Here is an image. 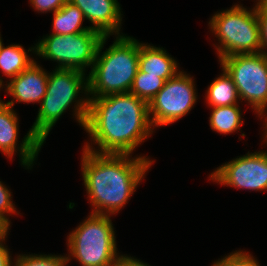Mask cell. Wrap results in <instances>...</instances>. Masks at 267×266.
Segmentation results:
<instances>
[{
  "label": "cell",
  "instance_id": "6da1fadb",
  "mask_svg": "<svg viewBox=\"0 0 267 266\" xmlns=\"http://www.w3.org/2000/svg\"><path fill=\"white\" fill-rule=\"evenodd\" d=\"M84 130L90 136L84 149L102 154H133L153 134L148 103L127 93L89 97ZM93 142V143H92Z\"/></svg>",
  "mask_w": 267,
  "mask_h": 266
},
{
  "label": "cell",
  "instance_id": "7a4b0ae2",
  "mask_svg": "<svg viewBox=\"0 0 267 266\" xmlns=\"http://www.w3.org/2000/svg\"><path fill=\"white\" fill-rule=\"evenodd\" d=\"M155 162L145 156L102 154L84 149L81 169L93 214L118 213Z\"/></svg>",
  "mask_w": 267,
  "mask_h": 266
},
{
  "label": "cell",
  "instance_id": "3957f363",
  "mask_svg": "<svg viewBox=\"0 0 267 266\" xmlns=\"http://www.w3.org/2000/svg\"><path fill=\"white\" fill-rule=\"evenodd\" d=\"M113 44L102 52L109 36L101 40L88 76V96L103 97L130 92L139 70L140 43L126 35L115 36Z\"/></svg>",
  "mask_w": 267,
  "mask_h": 266
},
{
  "label": "cell",
  "instance_id": "277c9868",
  "mask_svg": "<svg viewBox=\"0 0 267 266\" xmlns=\"http://www.w3.org/2000/svg\"><path fill=\"white\" fill-rule=\"evenodd\" d=\"M77 69L55 68L47 78V89L35 122L30 130L44 144L52 127L61 115L74 103L75 118L84 128L89 106L88 77ZM82 92H81V91ZM84 91V92H83ZM86 97L77 99L79 94Z\"/></svg>",
  "mask_w": 267,
  "mask_h": 266
},
{
  "label": "cell",
  "instance_id": "5b68a950",
  "mask_svg": "<svg viewBox=\"0 0 267 266\" xmlns=\"http://www.w3.org/2000/svg\"><path fill=\"white\" fill-rule=\"evenodd\" d=\"M110 218L109 215L90 213L68 234L67 263L75 258L82 266H115L119 254Z\"/></svg>",
  "mask_w": 267,
  "mask_h": 266
},
{
  "label": "cell",
  "instance_id": "8992f818",
  "mask_svg": "<svg viewBox=\"0 0 267 266\" xmlns=\"http://www.w3.org/2000/svg\"><path fill=\"white\" fill-rule=\"evenodd\" d=\"M210 28L220 44L215 45L219 60L226 56L262 52L256 6L248 10L235 4L215 13L209 21Z\"/></svg>",
  "mask_w": 267,
  "mask_h": 266
},
{
  "label": "cell",
  "instance_id": "52a82bcc",
  "mask_svg": "<svg viewBox=\"0 0 267 266\" xmlns=\"http://www.w3.org/2000/svg\"><path fill=\"white\" fill-rule=\"evenodd\" d=\"M103 35L90 29L81 33L59 35L47 34L35 46L29 48L43 59L56 61L58 67L64 69H77L86 72L95 62L97 50Z\"/></svg>",
  "mask_w": 267,
  "mask_h": 266
},
{
  "label": "cell",
  "instance_id": "ba28073f",
  "mask_svg": "<svg viewBox=\"0 0 267 266\" xmlns=\"http://www.w3.org/2000/svg\"><path fill=\"white\" fill-rule=\"evenodd\" d=\"M219 61L232 78L240 101H248L260 118L266 116L267 53L226 56Z\"/></svg>",
  "mask_w": 267,
  "mask_h": 266
},
{
  "label": "cell",
  "instance_id": "9c48e42d",
  "mask_svg": "<svg viewBox=\"0 0 267 266\" xmlns=\"http://www.w3.org/2000/svg\"><path fill=\"white\" fill-rule=\"evenodd\" d=\"M195 88L193 78L183 70L166 80L163 88L148 103L152 126L169 125L186 116L197 101Z\"/></svg>",
  "mask_w": 267,
  "mask_h": 266
},
{
  "label": "cell",
  "instance_id": "30bf717a",
  "mask_svg": "<svg viewBox=\"0 0 267 266\" xmlns=\"http://www.w3.org/2000/svg\"><path fill=\"white\" fill-rule=\"evenodd\" d=\"M209 178L236 189L267 190V151L238 156L216 168Z\"/></svg>",
  "mask_w": 267,
  "mask_h": 266
},
{
  "label": "cell",
  "instance_id": "8fae6325",
  "mask_svg": "<svg viewBox=\"0 0 267 266\" xmlns=\"http://www.w3.org/2000/svg\"><path fill=\"white\" fill-rule=\"evenodd\" d=\"M4 102L0 104V151L10 159L16 155L17 151L20 152V162L29 170L34 165L43 143L29 130L22 143L18 144V114L12 106Z\"/></svg>",
  "mask_w": 267,
  "mask_h": 266
},
{
  "label": "cell",
  "instance_id": "7c38bea8",
  "mask_svg": "<svg viewBox=\"0 0 267 266\" xmlns=\"http://www.w3.org/2000/svg\"><path fill=\"white\" fill-rule=\"evenodd\" d=\"M48 75L37 61L33 62L19 75L7 81L5 91L13 99L5 104L13 107L14 102L41 103L46 94Z\"/></svg>",
  "mask_w": 267,
  "mask_h": 266
},
{
  "label": "cell",
  "instance_id": "4fadbf2b",
  "mask_svg": "<svg viewBox=\"0 0 267 266\" xmlns=\"http://www.w3.org/2000/svg\"><path fill=\"white\" fill-rule=\"evenodd\" d=\"M92 23L91 29L103 36L124 35L121 33L122 15L118 0H69ZM121 33V34H120Z\"/></svg>",
  "mask_w": 267,
  "mask_h": 266
},
{
  "label": "cell",
  "instance_id": "5bb4252c",
  "mask_svg": "<svg viewBox=\"0 0 267 266\" xmlns=\"http://www.w3.org/2000/svg\"><path fill=\"white\" fill-rule=\"evenodd\" d=\"M178 64L164 48L140 43L139 69L146 75H157L166 81L180 71Z\"/></svg>",
  "mask_w": 267,
  "mask_h": 266
},
{
  "label": "cell",
  "instance_id": "9a60e30c",
  "mask_svg": "<svg viewBox=\"0 0 267 266\" xmlns=\"http://www.w3.org/2000/svg\"><path fill=\"white\" fill-rule=\"evenodd\" d=\"M219 77L208 86L206 98L209 107H224L238 104L240 101L237 88L228 73L222 69Z\"/></svg>",
  "mask_w": 267,
  "mask_h": 266
},
{
  "label": "cell",
  "instance_id": "2e32d148",
  "mask_svg": "<svg viewBox=\"0 0 267 266\" xmlns=\"http://www.w3.org/2000/svg\"><path fill=\"white\" fill-rule=\"evenodd\" d=\"M84 19L82 11L67 1L53 13L52 33L68 35L88 31L91 29L90 26H82Z\"/></svg>",
  "mask_w": 267,
  "mask_h": 266
},
{
  "label": "cell",
  "instance_id": "e0dca14e",
  "mask_svg": "<svg viewBox=\"0 0 267 266\" xmlns=\"http://www.w3.org/2000/svg\"><path fill=\"white\" fill-rule=\"evenodd\" d=\"M24 47L11 44L0 48V69L3 75L12 79L28 68L35 60L30 58Z\"/></svg>",
  "mask_w": 267,
  "mask_h": 266
},
{
  "label": "cell",
  "instance_id": "ac0fdd59",
  "mask_svg": "<svg viewBox=\"0 0 267 266\" xmlns=\"http://www.w3.org/2000/svg\"><path fill=\"white\" fill-rule=\"evenodd\" d=\"M209 117L210 128L223 135L233 133L243 124L242 111L238 104L212 107Z\"/></svg>",
  "mask_w": 267,
  "mask_h": 266
},
{
  "label": "cell",
  "instance_id": "d6986e66",
  "mask_svg": "<svg viewBox=\"0 0 267 266\" xmlns=\"http://www.w3.org/2000/svg\"><path fill=\"white\" fill-rule=\"evenodd\" d=\"M165 80L157 75H146L145 72L138 70L130 93L149 103L152 98L163 88Z\"/></svg>",
  "mask_w": 267,
  "mask_h": 266
},
{
  "label": "cell",
  "instance_id": "ffe728a7",
  "mask_svg": "<svg viewBox=\"0 0 267 266\" xmlns=\"http://www.w3.org/2000/svg\"><path fill=\"white\" fill-rule=\"evenodd\" d=\"M12 266H68L64 255L19 254Z\"/></svg>",
  "mask_w": 267,
  "mask_h": 266
},
{
  "label": "cell",
  "instance_id": "44dd1931",
  "mask_svg": "<svg viewBox=\"0 0 267 266\" xmlns=\"http://www.w3.org/2000/svg\"><path fill=\"white\" fill-rule=\"evenodd\" d=\"M212 266H260V264L252 254L239 250L218 259Z\"/></svg>",
  "mask_w": 267,
  "mask_h": 266
},
{
  "label": "cell",
  "instance_id": "7402d4cb",
  "mask_svg": "<svg viewBox=\"0 0 267 266\" xmlns=\"http://www.w3.org/2000/svg\"><path fill=\"white\" fill-rule=\"evenodd\" d=\"M9 190L10 189H8V187L0 181V218L3 219L11 227V222L7 215H11V213L19 214V212L15 208V204L13 203L11 196L12 192Z\"/></svg>",
  "mask_w": 267,
  "mask_h": 266
},
{
  "label": "cell",
  "instance_id": "603a6c76",
  "mask_svg": "<svg viewBox=\"0 0 267 266\" xmlns=\"http://www.w3.org/2000/svg\"><path fill=\"white\" fill-rule=\"evenodd\" d=\"M256 2L262 52L267 53V0H256Z\"/></svg>",
  "mask_w": 267,
  "mask_h": 266
},
{
  "label": "cell",
  "instance_id": "cb8c5ba5",
  "mask_svg": "<svg viewBox=\"0 0 267 266\" xmlns=\"http://www.w3.org/2000/svg\"><path fill=\"white\" fill-rule=\"evenodd\" d=\"M69 0H30L35 11L41 13L55 12L59 10Z\"/></svg>",
  "mask_w": 267,
  "mask_h": 266
},
{
  "label": "cell",
  "instance_id": "d4e9b609",
  "mask_svg": "<svg viewBox=\"0 0 267 266\" xmlns=\"http://www.w3.org/2000/svg\"><path fill=\"white\" fill-rule=\"evenodd\" d=\"M6 238L7 235L4 238L0 239V266H12L14 261L12 260L9 249L4 245Z\"/></svg>",
  "mask_w": 267,
  "mask_h": 266
},
{
  "label": "cell",
  "instance_id": "484cf974",
  "mask_svg": "<svg viewBox=\"0 0 267 266\" xmlns=\"http://www.w3.org/2000/svg\"><path fill=\"white\" fill-rule=\"evenodd\" d=\"M115 266H150V265L144 263L143 261L135 257L121 254L117 259Z\"/></svg>",
  "mask_w": 267,
  "mask_h": 266
},
{
  "label": "cell",
  "instance_id": "4316f807",
  "mask_svg": "<svg viewBox=\"0 0 267 266\" xmlns=\"http://www.w3.org/2000/svg\"><path fill=\"white\" fill-rule=\"evenodd\" d=\"M9 230V225L3 219L0 218V239L8 235Z\"/></svg>",
  "mask_w": 267,
  "mask_h": 266
},
{
  "label": "cell",
  "instance_id": "83f0119b",
  "mask_svg": "<svg viewBox=\"0 0 267 266\" xmlns=\"http://www.w3.org/2000/svg\"><path fill=\"white\" fill-rule=\"evenodd\" d=\"M266 115H267V113H266ZM264 118H265V119H264V120H265V121H264V122H265V123H264V126H265L264 128H265V129H264L263 139H266V138H267V116H265Z\"/></svg>",
  "mask_w": 267,
  "mask_h": 266
},
{
  "label": "cell",
  "instance_id": "f1b7e54d",
  "mask_svg": "<svg viewBox=\"0 0 267 266\" xmlns=\"http://www.w3.org/2000/svg\"><path fill=\"white\" fill-rule=\"evenodd\" d=\"M4 85H5V84H4V82H3V78L0 77V89H2ZM2 102H3V101H2L1 98H0V104H1Z\"/></svg>",
  "mask_w": 267,
  "mask_h": 266
},
{
  "label": "cell",
  "instance_id": "f546056e",
  "mask_svg": "<svg viewBox=\"0 0 267 266\" xmlns=\"http://www.w3.org/2000/svg\"><path fill=\"white\" fill-rule=\"evenodd\" d=\"M2 44H3V41H2L1 34H0V48H1Z\"/></svg>",
  "mask_w": 267,
  "mask_h": 266
}]
</instances>
